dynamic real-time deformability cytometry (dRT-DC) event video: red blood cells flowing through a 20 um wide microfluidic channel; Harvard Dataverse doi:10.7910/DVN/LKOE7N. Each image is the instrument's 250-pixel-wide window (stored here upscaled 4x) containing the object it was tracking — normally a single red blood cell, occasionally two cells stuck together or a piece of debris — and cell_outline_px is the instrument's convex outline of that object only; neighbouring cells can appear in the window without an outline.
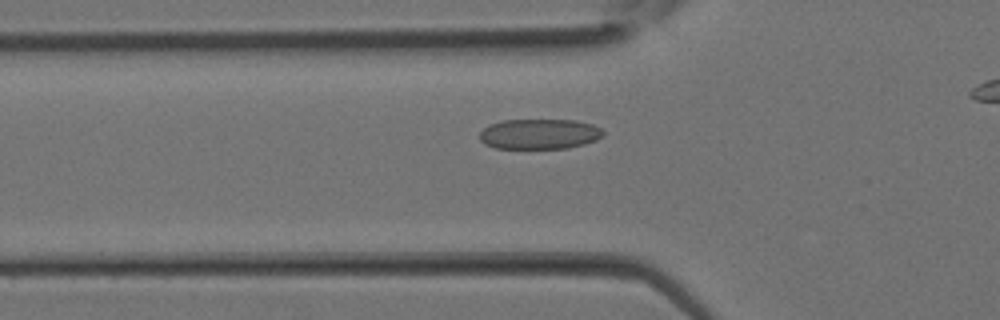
{"species": "Egyptian fruit bat (a non-hibernating species)", "species_latin": "Rousettus aegyptiacus", "temperature_condition": "room temperature", "stored_images_in_passage": 12, "camera_frame_rate_fps": 3000, "um_per_image_px": 0.085, "animal": {"sex": "female"}, "frame": {"image": 1, "passage_image": 10, "time_ms": 3.0, "image_size_px": [1000, 320], "cell_outline_px": [[604, 132], [596, 140], [584, 144], [568, 148], [496, 148], [484, 144], [480, 140], [480, 132], [488, 124], [500, 120], [576, 120], [592, 124], [600, 128]], "centroid_in_image_um": [45.82, 11.38], "position_along_channel_um": 80.0, "area_um2": 21.79}}